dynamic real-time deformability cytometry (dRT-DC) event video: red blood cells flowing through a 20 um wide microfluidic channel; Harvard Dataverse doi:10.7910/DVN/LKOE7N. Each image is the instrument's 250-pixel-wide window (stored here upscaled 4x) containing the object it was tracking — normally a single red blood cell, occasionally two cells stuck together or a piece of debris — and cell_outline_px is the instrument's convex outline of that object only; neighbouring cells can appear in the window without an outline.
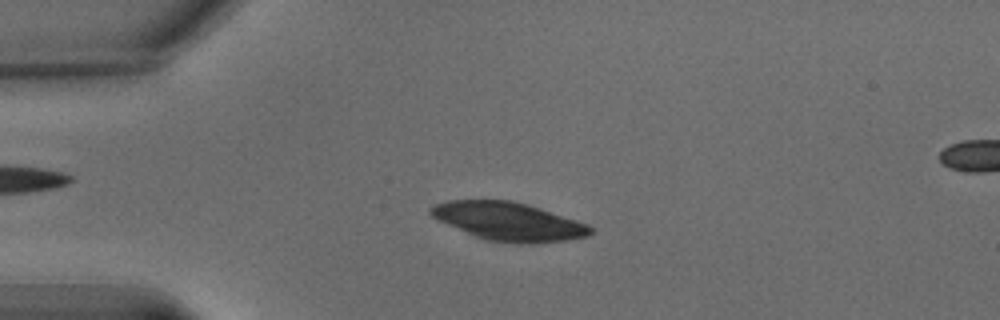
{"species": "common noctule bat (a hibernating species)", "species_latin": "Nyctalus noctula", "temperature_condition": "warm", "stored_images_in_passage": 63, "camera_frame_rate_fps": 3000, "um_per_image_px": 0.085, "animal": {"sex": "male", "body_mass_g": 15.6}, "frame": {"image": 1, "passage_image": 15, "time_ms": 4.667, "image_size_px": [1000, 320], "cell_outline_px": [[592, 232], [588, 236], [564, 240], [532, 244], [516, 244], [484, 240], [448, 224], [432, 216], [428, 212], [428, 208], [436, 204], [448, 200], [512, 200], [528, 204], [588, 224], [592, 228]], "centroid_in_image_um": [43.23, 18.82], "position_along_channel_um": 41.8, "area_um2": 35.55}}
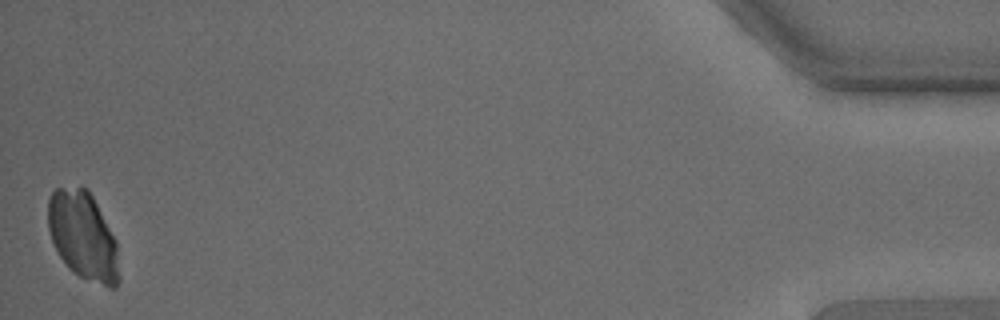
{"frame": {"image": 2, "passage_image": 63, "time_ms": 20.667, "image_size_px": [1000, 320], "cell_outline_px": [[120, 280], [116, 288], [112, 288], [80, 276], [72, 272], [68, 268], [60, 256], [52, 240], [48, 228], [48, 200], [52, 192], [56, 188], [88, 188], [116, 240]], "centroid_in_image_um": [7.07, 20.06], "position_along_channel_um": 428.1, "area_um2": 36.18}}